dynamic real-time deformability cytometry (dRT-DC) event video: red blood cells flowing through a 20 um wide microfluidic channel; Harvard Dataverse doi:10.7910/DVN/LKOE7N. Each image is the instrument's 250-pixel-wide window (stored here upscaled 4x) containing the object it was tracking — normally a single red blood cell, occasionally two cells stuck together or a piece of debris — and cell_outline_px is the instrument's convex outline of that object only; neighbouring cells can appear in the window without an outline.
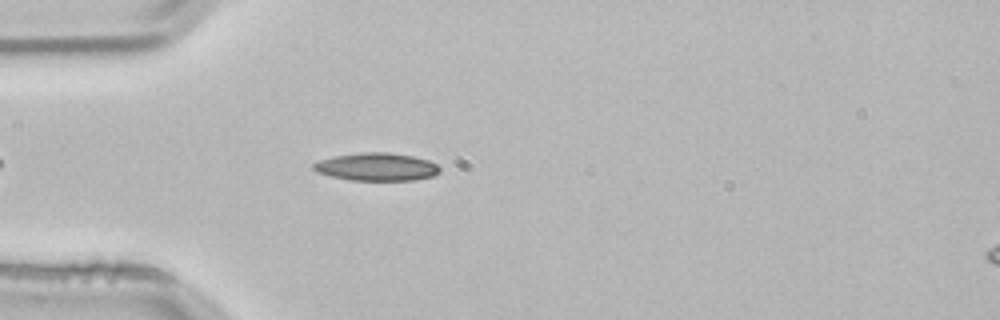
{"species": "common noctule bat (a hibernating species)", "species_latin": "Nyctalus noctula", "temperature_condition": "room temperature", "stored_images_in_passage": 2, "camera_frame_rate_fps": 3000, "um_per_image_px": 0.085, "animal": {"sex": "male", "body_mass_g": 21.5, "forearm_length_mm": 52.0}, "frame": {"image": 1, "passage_image": 2, "time_ms": 0.333, "image_size_px": [1000, 320], "cell_outline_px": [[440, 172], [432, 176], [416, 180], [352, 180], [332, 176], [316, 172], [312, 168], [312, 164], [320, 160], [332, 156], [360, 152], [388, 152], [412, 156], [428, 160], [436, 164], [440, 168]], "centroid_in_image_um": [32.0, 14.17], "position_along_channel_um": 53.0, "area_um2": 20.52}}